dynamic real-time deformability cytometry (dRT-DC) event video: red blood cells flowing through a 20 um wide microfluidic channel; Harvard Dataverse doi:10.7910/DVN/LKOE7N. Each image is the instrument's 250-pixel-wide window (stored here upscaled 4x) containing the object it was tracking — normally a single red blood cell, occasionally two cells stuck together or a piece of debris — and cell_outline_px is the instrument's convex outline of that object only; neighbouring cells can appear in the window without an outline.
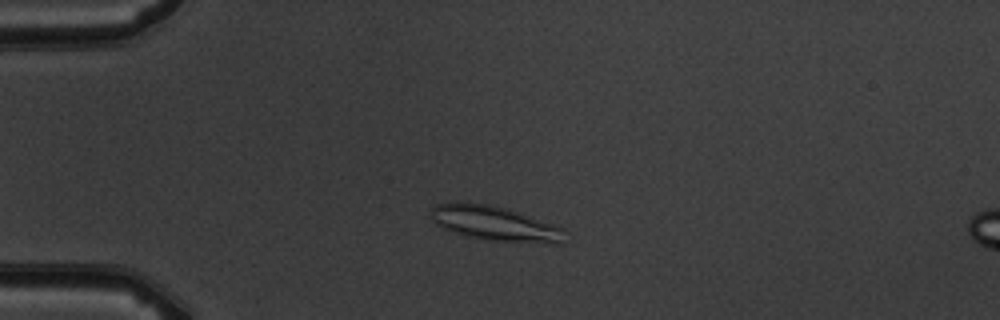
{"species": "common noctule bat (a hibernating species)", "species_latin": "Nyctalus noctula", "temperature_condition": "warm", "stored_images_in_passage": 4, "camera_frame_rate_fps": 3000, "um_per_image_px": 0.085, "animal": {"sex": "male", "body_mass_g": 19.5, "forearm_length_mm": 54.6}, "frame": {"image": 1, "passage_image": 3, "time_ms": 2.333, "image_size_px": [1000, 320], "cell_outline_px": [[564, 244], [552, 244], [492, 240], [468, 236], [444, 228], [436, 224], [432, 220], [432, 208], [436, 204], [488, 204], [504, 208], [564, 228]], "centroid_in_image_um": [42.14, 19.03], "position_along_channel_um": 42.9, "area_um2": 26.13}}